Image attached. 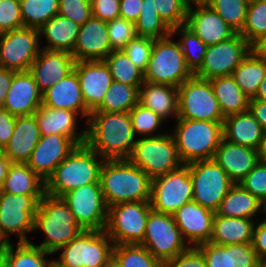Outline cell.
I'll list each match as a JSON object with an SVG mask.
<instances>
[{
	"mask_svg": "<svg viewBox=\"0 0 266 267\" xmlns=\"http://www.w3.org/2000/svg\"><path fill=\"white\" fill-rule=\"evenodd\" d=\"M256 220L224 217L215 213L209 242L217 245L252 243Z\"/></svg>",
	"mask_w": 266,
	"mask_h": 267,
	"instance_id": "1f68e13d",
	"label": "cell"
},
{
	"mask_svg": "<svg viewBox=\"0 0 266 267\" xmlns=\"http://www.w3.org/2000/svg\"><path fill=\"white\" fill-rule=\"evenodd\" d=\"M103 162L104 159L86 144L76 146L46 180L45 193L62 197L78 187L100 183Z\"/></svg>",
	"mask_w": 266,
	"mask_h": 267,
	"instance_id": "3957f363",
	"label": "cell"
},
{
	"mask_svg": "<svg viewBox=\"0 0 266 267\" xmlns=\"http://www.w3.org/2000/svg\"><path fill=\"white\" fill-rule=\"evenodd\" d=\"M76 146L77 145L72 140L60 134L41 135L27 164L46 182L53 174L55 168Z\"/></svg>",
	"mask_w": 266,
	"mask_h": 267,
	"instance_id": "d6986e66",
	"label": "cell"
},
{
	"mask_svg": "<svg viewBox=\"0 0 266 267\" xmlns=\"http://www.w3.org/2000/svg\"><path fill=\"white\" fill-rule=\"evenodd\" d=\"M114 245L105 230H83L56 251L61 253L52 267H104L113 260Z\"/></svg>",
	"mask_w": 266,
	"mask_h": 267,
	"instance_id": "8992f818",
	"label": "cell"
},
{
	"mask_svg": "<svg viewBox=\"0 0 266 267\" xmlns=\"http://www.w3.org/2000/svg\"><path fill=\"white\" fill-rule=\"evenodd\" d=\"M85 144L104 160L128 159L137 140L129 112L92 111Z\"/></svg>",
	"mask_w": 266,
	"mask_h": 267,
	"instance_id": "6da1fadb",
	"label": "cell"
},
{
	"mask_svg": "<svg viewBox=\"0 0 266 267\" xmlns=\"http://www.w3.org/2000/svg\"><path fill=\"white\" fill-rule=\"evenodd\" d=\"M214 215L213 211L192 200L182 205L173 218L186 243L190 247H197L209 242Z\"/></svg>",
	"mask_w": 266,
	"mask_h": 267,
	"instance_id": "ac0fdd59",
	"label": "cell"
},
{
	"mask_svg": "<svg viewBox=\"0 0 266 267\" xmlns=\"http://www.w3.org/2000/svg\"><path fill=\"white\" fill-rule=\"evenodd\" d=\"M80 25L69 18L57 14L39 29V37L46 38L47 44L41 48L72 52L75 46Z\"/></svg>",
	"mask_w": 266,
	"mask_h": 267,
	"instance_id": "d6a6232c",
	"label": "cell"
},
{
	"mask_svg": "<svg viewBox=\"0 0 266 267\" xmlns=\"http://www.w3.org/2000/svg\"><path fill=\"white\" fill-rule=\"evenodd\" d=\"M41 135H62L72 140L77 146L85 144V129L77 132V116L81 115L67 109H55L41 105L34 113Z\"/></svg>",
	"mask_w": 266,
	"mask_h": 267,
	"instance_id": "4316f807",
	"label": "cell"
},
{
	"mask_svg": "<svg viewBox=\"0 0 266 267\" xmlns=\"http://www.w3.org/2000/svg\"><path fill=\"white\" fill-rule=\"evenodd\" d=\"M161 263L176 257L190 246L183 239L172 214L150 210L140 243Z\"/></svg>",
	"mask_w": 266,
	"mask_h": 267,
	"instance_id": "8fae6325",
	"label": "cell"
},
{
	"mask_svg": "<svg viewBox=\"0 0 266 267\" xmlns=\"http://www.w3.org/2000/svg\"><path fill=\"white\" fill-rule=\"evenodd\" d=\"M99 182L108 207L136 201H150L152 179L128 159L104 160Z\"/></svg>",
	"mask_w": 266,
	"mask_h": 267,
	"instance_id": "7a4b0ae2",
	"label": "cell"
},
{
	"mask_svg": "<svg viewBox=\"0 0 266 267\" xmlns=\"http://www.w3.org/2000/svg\"><path fill=\"white\" fill-rule=\"evenodd\" d=\"M258 162L266 164V132L263 133L259 148L257 149Z\"/></svg>",
	"mask_w": 266,
	"mask_h": 267,
	"instance_id": "03108f58",
	"label": "cell"
},
{
	"mask_svg": "<svg viewBox=\"0 0 266 267\" xmlns=\"http://www.w3.org/2000/svg\"><path fill=\"white\" fill-rule=\"evenodd\" d=\"M252 51L266 59V33L252 45Z\"/></svg>",
	"mask_w": 266,
	"mask_h": 267,
	"instance_id": "e7e4bbea",
	"label": "cell"
},
{
	"mask_svg": "<svg viewBox=\"0 0 266 267\" xmlns=\"http://www.w3.org/2000/svg\"><path fill=\"white\" fill-rule=\"evenodd\" d=\"M255 1H261V0H247L248 3L255 2Z\"/></svg>",
	"mask_w": 266,
	"mask_h": 267,
	"instance_id": "11e5206c",
	"label": "cell"
},
{
	"mask_svg": "<svg viewBox=\"0 0 266 267\" xmlns=\"http://www.w3.org/2000/svg\"><path fill=\"white\" fill-rule=\"evenodd\" d=\"M153 43V38L136 36L131 39L122 50L127 54L134 65L144 73L151 56Z\"/></svg>",
	"mask_w": 266,
	"mask_h": 267,
	"instance_id": "f907efd6",
	"label": "cell"
},
{
	"mask_svg": "<svg viewBox=\"0 0 266 267\" xmlns=\"http://www.w3.org/2000/svg\"><path fill=\"white\" fill-rule=\"evenodd\" d=\"M252 246L256 251L258 258L262 261H266V222L259 220L258 224H255L252 238Z\"/></svg>",
	"mask_w": 266,
	"mask_h": 267,
	"instance_id": "680465c9",
	"label": "cell"
},
{
	"mask_svg": "<svg viewBox=\"0 0 266 267\" xmlns=\"http://www.w3.org/2000/svg\"><path fill=\"white\" fill-rule=\"evenodd\" d=\"M266 33V0L248 5L243 29L239 32L251 45Z\"/></svg>",
	"mask_w": 266,
	"mask_h": 267,
	"instance_id": "bcb514c9",
	"label": "cell"
},
{
	"mask_svg": "<svg viewBox=\"0 0 266 267\" xmlns=\"http://www.w3.org/2000/svg\"><path fill=\"white\" fill-rule=\"evenodd\" d=\"M15 71L0 67V107H3Z\"/></svg>",
	"mask_w": 266,
	"mask_h": 267,
	"instance_id": "6125c7cd",
	"label": "cell"
},
{
	"mask_svg": "<svg viewBox=\"0 0 266 267\" xmlns=\"http://www.w3.org/2000/svg\"><path fill=\"white\" fill-rule=\"evenodd\" d=\"M12 242L8 240L0 229V249L5 251Z\"/></svg>",
	"mask_w": 266,
	"mask_h": 267,
	"instance_id": "a7ac6f4b",
	"label": "cell"
},
{
	"mask_svg": "<svg viewBox=\"0 0 266 267\" xmlns=\"http://www.w3.org/2000/svg\"><path fill=\"white\" fill-rule=\"evenodd\" d=\"M209 80L224 117L249 110L250 98L241 90L231 75Z\"/></svg>",
	"mask_w": 266,
	"mask_h": 267,
	"instance_id": "836d02e7",
	"label": "cell"
},
{
	"mask_svg": "<svg viewBox=\"0 0 266 267\" xmlns=\"http://www.w3.org/2000/svg\"><path fill=\"white\" fill-rule=\"evenodd\" d=\"M261 213V201L245 190L239 183H235L225 195L215 212L224 217H238L254 219Z\"/></svg>",
	"mask_w": 266,
	"mask_h": 267,
	"instance_id": "e575fe53",
	"label": "cell"
},
{
	"mask_svg": "<svg viewBox=\"0 0 266 267\" xmlns=\"http://www.w3.org/2000/svg\"><path fill=\"white\" fill-rule=\"evenodd\" d=\"M75 58L70 52L41 48L29 72L41 93L74 70Z\"/></svg>",
	"mask_w": 266,
	"mask_h": 267,
	"instance_id": "44dd1931",
	"label": "cell"
},
{
	"mask_svg": "<svg viewBox=\"0 0 266 267\" xmlns=\"http://www.w3.org/2000/svg\"><path fill=\"white\" fill-rule=\"evenodd\" d=\"M39 30L21 27L0 33V66L15 72L29 71L41 50Z\"/></svg>",
	"mask_w": 266,
	"mask_h": 267,
	"instance_id": "9a60e30c",
	"label": "cell"
},
{
	"mask_svg": "<svg viewBox=\"0 0 266 267\" xmlns=\"http://www.w3.org/2000/svg\"><path fill=\"white\" fill-rule=\"evenodd\" d=\"M42 105V93L29 71L15 72L3 107L14 116L34 114Z\"/></svg>",
	"mask_w": 266,
	"mask_h": 267,
	"instance_id": "cb8c5ba5",
	"label": "cell"
},
{
	"mask_svg": "<svg viewBox=\"0 0 266 267\" xmlns=\"http://www.w3.org/2000/svg\"><path fill=\"white\" fill-rule=\"evenodd\" d=\"M193 200V183L188 164L154 178L150 205L155 211L174 214L186 202Z\"/></svg>",
	"mask_w": 266,
	"mask_h": 267,
	"instance_id": "5bb4252c",
	"label": "cell"
},
{
	"mask_svg": "<svg viewBox=\"0 0 266 267\" xmlns=\"http://www.w3.org/2000/svg\"><path fill=\"white\" fill-rule=\"evenodd\" d=\"M158 15L172 29L186 24L188 6L184 0H151Z\"/></svg>",
	"mask_w": 266,
	"mask_h": 267,
	"instance_id": "c3c4849f",
	"label": "cell"
},
{
	"mask_svg": "<svg viewBox=\"0 0 266 267\" xmlns=\"http://www.w3.org/2000/svg\"><path fill=\"white\" fill-rule=\"evenodd\" d=\"M172 133L183 164L213 159L223 139V122L176 119Z\"/></svg>",
	"mask_w": 266,
	"mask_h": 267,
	"instance_id": "5b68a950",
	"label": "cell"
},
{
	"mask_svg": "<svg viewBox=\"0 0 266 267\" xmlns=\"http://www.w3.org/2000/svg\"><path fill=\"white\" fill-rule=\"evenodd\" d=\"M143 0H120V17L136 22L140 16Z\"/></svg>",
	"mask_w": 266,
	"mask_h": 267,
	"instance_id": "91938a15",
	"label": "cell"
},
{
	"mask_svg": "<svg viewBox=\"0 0 266 267\" xmlns=\"http://www.w3.org/2000/svg\"><path fill=\"white\" fill-rule=\"evenodd\" d=\"M266 75V59L251 51L231 76L241 90L250 98L257 94L260 82Z\"/></svg>",
	"mask_w": 266,
	"mask_h": 267,
	"instance_id": "74e56055",
	"label": "cell"
},
{
	"mask_svg": "<svg viewBox=\"0 0 266 267\" xmlns=\"http://www.w3.org/2000/svg\"><path fill=\"white\" fill-rule=\"evenodd\" d=\"M11 163L12 162L4 154V152L0 151V189L3 187L4 181L7 176V172H8V169Z\"/></svg>",
	"mask_w": 266,
	"mask_h": 267,
	"instance_id": "be15d7a7",
	"label": "cell"
},
{
	"mask_svg": "<svg viewBox=\"0 0 266 267\" xmlns=\"http://www.w3.org/2000/svg\"><path fill=\"white\" fill-rule=\"evenodd\" d=\"M234 183H239L257 164V150L222 139L213 157Z\"/></svg>",
	"mask_w": 266,
	"mask_h": 267,
	"instance_id": "83f0119b",
	"label": "cell"
},
{
	"mask_svg": "<svg viewBox=\"0 0 266 267\" xmlns=\"http://www.w3.org/2000/svg\"><path fill=\"white\" fill-rule=\"evenodd\" d=\"M23 27L40 29L59 12V0H20Z\"/></svg>",
	"mask_w": 266,
	"mask_h": 267,
	"instance_id": "60d3db41",
	"label": "cell"
},
{
	"mask_svg": "<svg viewBox=\"0 0 266 267\" xmlns=\"http://www.w3.org/2000/svg\"><path fill=\"white\" fill-rule=\"evenodd\" d=\"M58 14L81 26L93 16L91 0H59Z\"/></svg>",
	"mask_w": 266,
	"mask_h": 267,
	"instance_id": "816d5d0a",
	"label": "cell"
},
{
	"mask_svg": "<svg viewBox=\"0 0 266 267\" xmlns=\"http://www.w3.org/2000/svg\"><path fill=\"white\" fill-rule=\"evenodd\" d=\"M137 36L161 39L171 35L172 29L158 15L151 0H143L138 20L135 22Z\"/></svg>",
	"mask_w": 266,
	"mask_h": 267,
	"instance_id": "ee69618b",
	"label": "cell"
},
{
	"mask_svg": "<svg viewBox=\"0 0 266 267\" xmlns=\"http://www.w3.org/2000/svg\"><path fill=\"white\" fill-rule=\"evenodd\" d=\"M252 51V45L239 33L228 40L207 46L203 64L194 73L202 79L229 76Z\"/></svg>",
	"mask_w": 266,
	"mask_h": 267,
	"instance_id": "e0dca14e",
	"label": "cell"
},
{
	"mask_svg": "<svg viewBox=\"0 0 266 267\" xmlns=\"http://www.w3.org/2000/svg\"><path fill=\"white\" fill-rule=\"evenodd\" d=\"M37 230L43 232L46 237L43 242L35 246L54 254L84 229L77 223L73 213L61 197L45 193L35 215L34 232Z\"/></svg>",
	"mask_w": 266,
	"mask_h": 267,
	"instance_id": "277c9868",
	"label": "cell"
},
{
	"mask_svg": "<svg viewBox=\"0 0 266 267\" xmlns=\"http://www.w3.org/2000/svg\"><path fill=\"white\" fill-rule=\"evenodd\" d=\"M139 90L135 86L112 81L102 103L94 110L100 112H130L138 103Z\"/></svg>",
	"mask_w": 266,
	"mask_h": 267,
	"instance_id": "f35d334b",
	"label": "cell"
},
{
	"mask_svg": "<svg viewBox=\"0 0 266 267\" xmlns=\"http://www.w3.org/2000/svg\"><path fill=\"white\" fill-rule=\"evenodd\" d=\"M107 32L112 50H122L137 36L135 23L122 17L107 21Z\"/></svg>",
	"mask_w": 266,
	"mask_h": 267,
	"instance_id": "681fc988",
	"label": "cell"
},
{
	"mask_svg": "<svg viewBox=\"0 0 266 267\" xmlns=\"http://www.w3.org/2000/svg\"><path fill=\"white\" fill-rule=\"evenodd\" d=\"M162 267H207L203 253L197 247H189L176 257L164 261Z\"/></svg>",
	"mask_w": 266,
	"mask_h": 267,
	"instance_id": "11a10c76",
	"label": "cell"
},
{
	"mask_svg": "<svg viewBox=\"0 0 266 267\" xmlns=\"http://www.w3.org/2000/svg\"><path fill=\"white\" fill-rule=\"evenodd\" d=\"M15 121L16 116L10 114L4 107H0V147L2 149L13 134Z\"/></svg>",
	"mask_w": 266,
	"mask_h": 267,
	"instance_id": "6f0895ef",
	"label": "cell"
},
{
	"mask_svg": "<svg viewBox=\"0 0 266 267\" xmlns=\"http://www.w3.org/2000/svg\"><path fill=\"white\" fill-rule=\"evenodd\" d=\"M239 184L258 200L262 201L266 196V164L257 162Z\"/></svg>",
	"mask_w": 266,
	"mask_h": 267,
	"instance_id": "db71d44e",
	"label": "cell"
},
{
	"mask_svg": "<svg viewBox=\"0 0 266 267\" xmlns=\"http://www.w3.org/2000/svg\"><path fill=\"white\" fill-rule=\"evenodd\" d=\"M128 160L152 180L183 164L173 135L167 132L160 136L137 138Z\"/></svg>",
	"mask_w": 266,
	"mask_h": 267,
	"instance_id": "ba28073f",
	"label": "cell"
},
{
	"mask_svg": "<svg viewBox=\"0 0 266 267\" xmlns=\"http://www.w3.org/2000/svg\"><path fill=\"white\" fill-rule=\"evenodd\" d=\"M138 103L151 109L164 120L178 117V88L170 85L143 82L139 87Z\"/></svg>",
	"mask_w": 266,
	"mask_h": 267,
	"instance_id": "f546056e",
	"label": "cell"
},
{
	"mask_svg": "<svg viewBox=\"0 0 266 267\" xmlns=\"http://www.w3.org/2000/svg\"><path fill=\"white\" fill-rule=\"evenodd\" d=\"M173 35L161 39H154L153 48L144 81L156 84L179 87L186 79L194 75L186 64L182 49L173 40Z\"/></svg>",
	"mask_w": 266,
	"mask_h": 267,
	"instance_id": "52a82bcc",
	"label": "cell"
},
{
	"mask_svg": "<svg viewBox=\"0 0 266 267\" xmlns=\"http://www.w3.org/2000/svg\"><path fill=\"white\" fill-rule=\"evenodd\" d=\"M193 183V200L214 213L235 184L214 159L188 164Z\"/></svg>",
	"mask_w": 266,
	"mask_h": 267,
	"instance_id": "7c38bea8",
	"label": "cell"
},
{
	"mask_svg": "<svg viewBox=\"0 0 266 267\" xmlns=\"http://www.w3.org/2000/svg\"><path fill=\"white\" fill-rule=\"evenodd\" d=\"M40 137L34 114L17 116L13 134L2 151L12 163H27Z\"/></svg>",
	"mask_w": 266,
	"mask_h": 267,
	"instance_id": "f1b7e54d",
	"label": "cell"
},
{
	"mask_svg": "<svg viewBox=\"0 0 266 267\" xmlns=\"http://www.w3.org/2000/svg\"><path fill=\"white\" fill-rule=\"evenodd\" d=\"M10 244L3 254L4 267H52L53 259L46 257L51 255L32 242H17Z\"/></svg>",
	"mask_w": 266,
	"mask_h": 267,
	"instance_id": "8d00e7d4",
	"label": "cell"
},
{
	"mask_svg": "<svg viewBox=\"0 0 266 267\" xmlns=\"http://www.w3.org/2000/svg\"><path fill=\"white\" fill-rule=\"evenodd\" d=\"M44 195H21L0 189V229L9 239L16 234L19 242H31L28 233L34 232V220L39 202Z\"/></svg>",
	"mask_w": 266,
	"mask_h": 267,
	"instance_id": "4fadbf2b",
	"label": "cell"
},
{
	"mask_svg": "<svg viewBox=\"0 0 266 267\" xmlns=\"http://www.w3.org/2000/svg\"><path fill=\"white\" fill-rule=\"evenodd\" d=\"M188 7L193 5H205L208 4L211 0H184Z\"/></svg>",
	"mask_w": 266,
	"mask_h": 267,
	"instance_id": "89a4df30",
	"label": "cell"
},
{
	"mask_svg": "<svg viewBox=\"0 0 266 267\" xmlns=\"http://www.w3.org/2000/svg\"><path fill=\"white\" fill-rule=\"evenodd\" d=\"M84 230H105L108 218L100 183H91L69 191L61 197Z\"/></svg>",
	"mask_w": 266,
	"mask_h": 267,
	"instance_id": "2e32d148",
	"label": "cell"
},
{
	"mask_svg": "<svg viewBox=\"0 0 266 267\" xmlns=\"http://www.w3.org/2000/svg\"><path fill=\"white\" fill-rule=\"evenodd\" d=\"M113 81L135 86L138 90L144 82V73L134 65L123 50H112L104 59Z\"/></svg>",
	"mask_w": 266,
	"mask_h": 267,
	"instance_id": "ab89813d",
	"label": "cell"
},
{
	"mask_svg": "<svg viewBox=\"0 0 266 267\" xmlns=\"http://www.w3.org/2000/svg\"><path fill=\"white\" fill-rule=\"evenodd\" d=\"M23 27L20 0H0V33Z\"/></svg>",
	"mask_w": 266,
	"mask_h": 267,
	"instance_id": "f5cc1de1",
	"label": "cell"
},
{
	"mask_svg": "<svg viewBox=\"0 0 266 267\" xmlns=\"http://www.w3.org/2000/svg\"><path fill=\"white\" fill-rule=\"evenodd\" d=\"M132 128L137 137H155L163 135V133H154L160 128L165 121L158 114L154 113L151 109L145 108L137 103L129 112Z\"/></svg>",
	"mask_w": 266,
	"mask_h": 267,
	"instance_id": "7dc6e473",
	"label": "cell"
},
{
	"mask_svg": "<svg viewBox=\"0 0 266 267\" xmlns=\"http://www.w3.org/2000/svg\"><path fill=\"white\" fill-rule=\"evenodd\" d=\"M3 254L4 251L0 249V266L3 264Z\"/></svg>",
	"mask_w": 266,
	"mask_h": 267,
	"instance_id": "8c879c8a",
	"label": "cell"
},
{
	"mask_svg": "<svg viewBox=\"0 0 266 267\" xmlns=\"http://www.w3.org/2000/svg\"><path fill=\"white\" fill-rule=\"evenodd\" d=\"M113 261L118 267H162V263L140 244L114 245Z\"/></svg>",
	"mask_w": 266,
	"mask_h": 267,
	"instance_id": "7bdbcfd3",
	"label": "cell"
},
{
	"mask_svg": "<svg viewBox=\"0 0 266 267\" xmlns=\"http://www.w3.org/2000/svg\"><path fill=\"white\" fill-rule=\"evenodd\" d=\"M224 118L210 80L193 75L178 87L177 119L223 122Z\"/></svg>",
	"mask_w": 266,
	"mask_h": 267,
	"instance_id": "9c48e42d",
	"label": "cell"
},
{
	"mask_svg": "<svg viewBox=\"0 0 266 267\" xmlns=\"http://www.w3.org/2000/svg\"><path fill=\"white\" fill-rule=\"evenodd\" d=\"M188 7L186 26L207 46L228 40L237 32L207 4Z\"/></svg>",
	"mask_w": 266,
	"mask_h": 267,
	"instance_id": "7402d4cb",
	"label": "cell"
},
{
	"mask_svg": "<svg viewBox=\"0 0 266 267\" xmlns=\"http://www.w3.org/2000/svg\"><path fill=\"white\" fill-rule=\"evenodd\" d=\"M263 267H266V261H265V262H263Z\"/></svg>",
	"mask_w": 266,
	"mask_h": 267,
	"instance_id": "2a66077c",
	"label": "cell"
},
{
	"mask_svg": "<svg viewBox=\"0 0 266 267\" xmlns=\"http://www.w3.org/2000/svg\"><path fill=\"white\" fill-rule=\"evenodd\" d=\"M104 267H118L114 261L112 260L108 265L104 266Z\"/></svg>",
	"mask_w": 266,
	"mask_h": 267,
	"instance_id": "753ad0ef",
	"label": "cell"
},
{
	"mask_svg": "<svg viewBox=\"0 0 266 267\" xmlns=\"http://www.w3.org/2000/svg\"><path fill=\"white\" fill-rule=\"evenodd\" d=\"M207 5L237 33L243 29L249 5L247 0H211Z\"/></svg>",
	"mask_w": 266,
	"mask_h": 267,
	"instance_id": "f6af8a7d",
	"label": "cell"
},
{
	"mask_svg": "<svg viewBox=\"0 0 266 267\" xmlns=\"http://www.w3.org/2000/svg\"><path fill=\"white\" fill-rule=\"evenodd\" d=\"M252 99L266 101V75L263 78V80L260 82L256 96Z\"/></svg>",
	"mask_w": 266,
	"mask_h": 267,
	"instance_id": "003e7915",
	"label": "cell"
},
{
	"mask_svg": "<svg viewBox=\"0 0 266 267\" xmlns=\"http://www.w3.org/2000/svg\"><path fill=\"white\" fill-rule=\"evenodd\" d=\"M173 36L180 35L178 43L183 51L186 64L195 73L203 64L207 45L186 25L172 28Z\"/></svg>",
	"mask_w": 266,
	"mask_h": 267,
	"instance_id": "b9f144b4",
	"label": "cell"
},
{
	"mask_svg": "<svg viewBox=\"0 0 266 267\" xmlns=\"http://www.w3.org/2000/svg\"><path fill=\"white\" fill-rule=\"evenodd\" d=\"M1 190L14 195H44L45 181L27 163H11Z\"/></svg>",
	"mask_w": 266,
	"mask_h": 267,
	"instance_id": "d590c367",
	"label": "cell"
},
{
	"mask_svg": "<svg viewBox=\"0 0 266 267\" xmlns=\"http://www.w3.org/2000/svg\"><path fill=\"white\" fill-rule=\"evenodd\" d=\"M261 214H263V216L266 215V210H261ZM263 221L266 222V216H265V218L263 219Z\"/></svg>",
	"mask_w": 266,
	"mask_h": 267,
	"instance_id": "34e18365",
	"label": "cell"
},
{
	"mask_svg": "<svg viewBox=\"0 0 266 267\" xmlns=\"http://www.w3.org/2000/svg\"><path fill=\"white\" fill-rule=\"evenodd\" d=\"M92 15L102 21L120 17V0H91Z\"/></svg>",
	"mask_w": 266,
	"mask_h": 267,
	"instance_id": "9f6ffc18",
	"label": "cell"
},
{
	"mask_svg": "<svg viewBox=\"0 0 266 267\" xmlns=\"http://www.w3.org/2000/svg\"><path fill=\"white\" fill-rule=\"evenodd\" d=\"M151 209L149 201L123 202L108 207L107 235L115 245L140 244Z\"/></svg>",
	"mask_w": 266,
	"mask_h": 267,
	"instance_id": "30bf717a",
	"label": "cell"
},
{
	"mask_svg": "<svg viewBox=\"0 0 266 267\" xmlns=\"http://www.w3.org/2000/svg\"><path fill=\"white\" fill-rule=\"evenodd\" d=\"M111 51L107 22L92 16L80 26L71 54L75 61H92L104 60Z\"/></svg>",
	"mask_w": 266,
	"mask_h": 267,
	"instance_id": "603a6c76",
	"label": "cell"
},
{
	"mask_svg": "<svg viewBox=\"0 0 266 267\" xmlns=\"http://www.w3.org/2000/svg\"><path fill=\"white\" fill-rule=\"evenodd\" d=\"M263 129L248 110L226 116L223 121V139L257 150L263 137Z\"/></svg>",
	"mask_w": 266,
	"mask_h": 267,
	"instance_id": "4dcf8cb0",
	"label": "cell"
},
{
	"mask_svg": "<svg viewBox=\"0 0 266 267\" xmlns=\"http://www.w3.org/2000/svg\"><path fill=\"white\" fill-rule=\"evenodd\" d=\"M261 210H266V196L261 201Z\"/></svg>",
	"mask_w": 266,
	"mask_h": 267,
	"instance_id": "2644e50d",
	"label": "cell"
},
{
	"mask_svg": "<svg viewBox=\"0 0 266 267\" xmlns=\"http://www.w3.org/2000/svg\"><path fill=\"white\" fill-rule=\"evenodd\" d=\"M42 105L77 112L81 117H86V121L91 113L83 100L80 81L75 70L42 93Z\"/></svg>",
	"mask_w": 266,
	"mask_h": 267,
	"instance_id": "484cf974",
	"label": "cell"
},
{
	"mask_svg": "<svg viewBox=\"0 0 266 267\" xmlns=\"http://www.w3.org/2000/svg\"><path fill=\"white\" fill-rule=\"evenodd\" d=\"M249 111L259 122L264 132H266V101L250 99Z\"/></svg>",
	"mask_w": 266,
	"mask_h": 267,
	"instance_id": "94428289",
	"label": "cell"
},
{
	"mask_svg": "<svg viewBox=\"0 0 266 267\" xmlns=\"http://www.w3.org/2000/svg\"><path fill=\"white\" fill-rule=\"evenodd\" d=\"M197 248L203 253L207 267H263L252 243L217 245L208 242Z\"/></svg>",
	"mask_w": 266,
	"mask_h": 267,
	"instance_id": "d4e9b609",
	"label": "cell"
},
{
	"mask_svg": "<svg viewBox=\"0 0 266 267\" xmlns=\"http://www.w3.org/2000/svg\"><path fill=\"white\" fill-rule=\"evenodd\" d=\"M74 70L80 81L83 100L92 112L102 103L113 81L109 67L104 60L76 61Z\"/></svg>",
	"mask_w": 266,
	"mask_h": 267,
	"instance_id": "ffe728a7",
	"label": "cell"
}]
</instances>
